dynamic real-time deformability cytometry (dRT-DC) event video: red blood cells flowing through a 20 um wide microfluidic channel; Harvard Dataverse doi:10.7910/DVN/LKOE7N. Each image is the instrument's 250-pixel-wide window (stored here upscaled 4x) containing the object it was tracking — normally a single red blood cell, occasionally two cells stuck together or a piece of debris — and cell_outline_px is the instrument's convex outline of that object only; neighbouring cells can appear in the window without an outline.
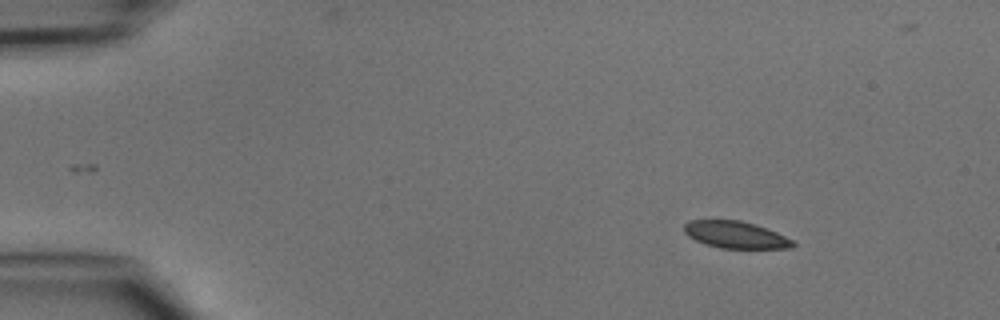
{"species": "common noctule bat (a hibernating species)", "species_latin": "Nyctalus noctula", "temperature_condition": "cold", "stored_images_in_passage": 4, "camera_frame_rate_fps": 3000, "um_per_image_px": 0.085, "animal": {"sex": "male", "body_mass_g": 15.6}, "frame": {"image": 1, "passage_image": 1, "time_ms": 0.0, "image_size_px": [1000, 320], "cell_outline_px": [[796, 244], [792, 248], [720, 248], [704, 244], [688, 236], [684, 232], [684, 224], [688, 220], [740, 220], [776, 232], [792, 240]], "centroid_in_image_um": [62.48, 19.96], "position_along_channel_um": 22.5, "area_um2": 16.94}}